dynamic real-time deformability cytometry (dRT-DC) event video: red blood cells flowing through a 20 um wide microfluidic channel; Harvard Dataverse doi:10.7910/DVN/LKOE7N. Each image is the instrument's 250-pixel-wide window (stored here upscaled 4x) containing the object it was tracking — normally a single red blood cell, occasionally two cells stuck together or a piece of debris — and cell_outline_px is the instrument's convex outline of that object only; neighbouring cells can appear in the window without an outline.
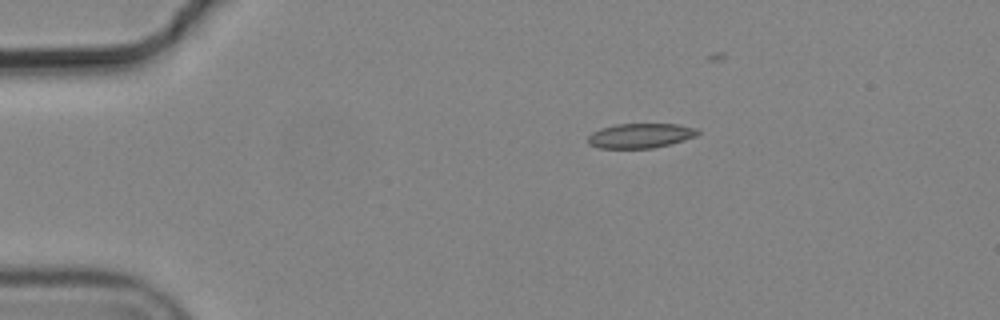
{"species": "common noctule bat (a hibernating species)", "species_latin": "Nyctalus noctula", "temperature_condition": "cold", "stored_images_in_passage": 2, "camera_frame_rate_fps": 3000, "um_per_image_px": 0.085, "animal": {"sex": "male", "body_mass_g": 19.2, "forearm_length_mm": 51.8}, "frame": {"image": 1, "passage_image": 1, "time_ms": 0.0, "image_size_px": [1000, 320], "cell_outline_px": [[700, 132], [696, 136], [672, 144], [652, 148], [600, 148], [588, 144], [588, 136], [592, 132], [600, 128], [616, 124], [680, 124], [696, 128]], "centroid_in_image_um": [54.44, 11.53], "position_along_channel_um": 30.6, "area_um2": 15.9}}